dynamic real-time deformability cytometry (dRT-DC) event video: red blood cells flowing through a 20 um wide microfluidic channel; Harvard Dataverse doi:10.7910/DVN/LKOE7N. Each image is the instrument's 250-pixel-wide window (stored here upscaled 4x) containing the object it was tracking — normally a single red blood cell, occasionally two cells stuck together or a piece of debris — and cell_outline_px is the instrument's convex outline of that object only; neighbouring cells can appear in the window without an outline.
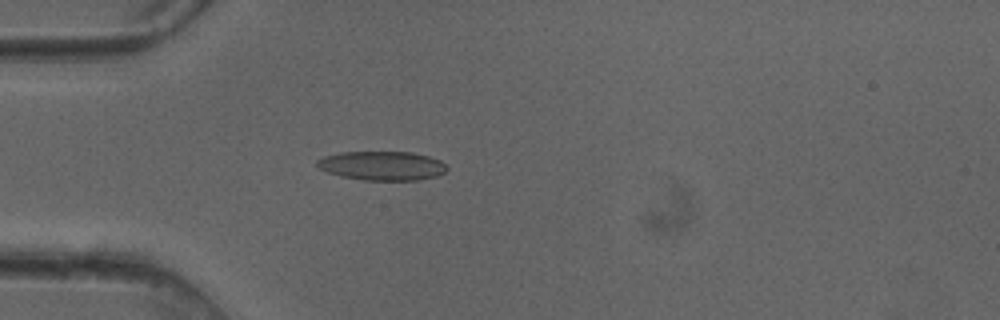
{"species": "common noctule bat (a hibernating species)", "species_latin": "Nyctalus noctula", "temperature_condition": "cold", "stored_images_in_passage": 31, "camera_frame_rate_fps": 3000, "um_per_image_px": 0.085, "animal": {"sex": "female"}, "frame": {"image": 1, "passage_image": 10, "time_ms": 3.0, "image_size_px": [1000, 320], "cell_outline_px": [[448, 168], [444, 172], [436, 176], [420, 180], [364, 180], [344, 176], [328, 172], [320, 168], [316, 164], [316, 160], [324, 156], [340, 152], [412, 152], [428, 156], [440, 160]], "centroid_in_image_um": [32.49, 14.08], "position_along_channel_um": 52.5, "area_um2": 21.85}}
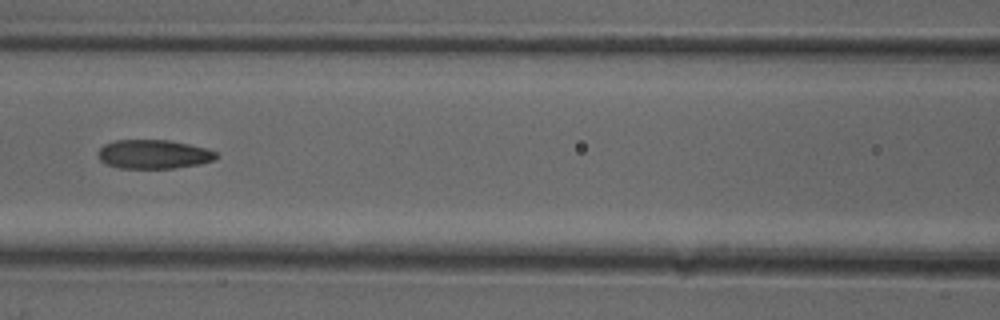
{"frame": {"image": 2, "passage_image": 18, "time_ms": 5.667, "image_size_px": [1000, 320], "cell_outline_px": [[220, 156], [216, 160], [200, 164], [176, 168], [120, 168], [104, 164], [100, 160], [100, 148], [104, 144], [116, 140], [168, 140], [208, 148], [216, 152]], "centroid_in_image_um": [13.11, 13.11], "position_along_channel_um": 153.5, "area_um2": 20.06}}
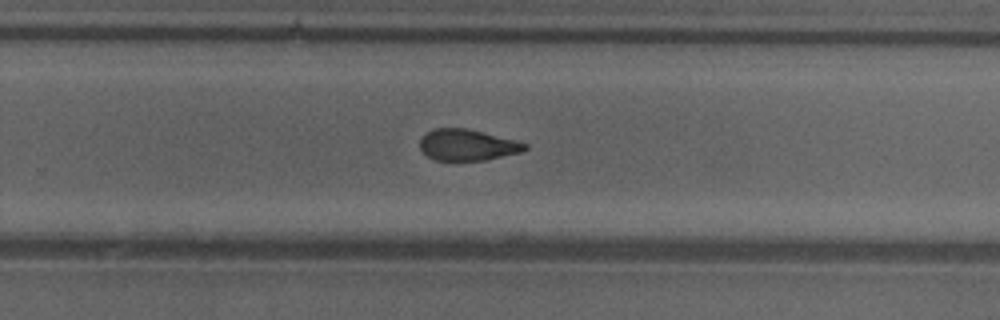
{"frame": {"image": 3, "passage_image": 28, "time_ms": 9.0, "image_size_px": [1000, 320], "cell_outline_px": [[528, 148], [520, 152], [488, 160], [436, 160], [428, 156], [420, 148], [420, 136], [424, 132], [432, 128], [464, 128], [516, 140], [528, 144]], "centroid_in_image_um": [39.7, 12.31], "position_along_channel_um": 290.1, "area_um2": 19.13}}